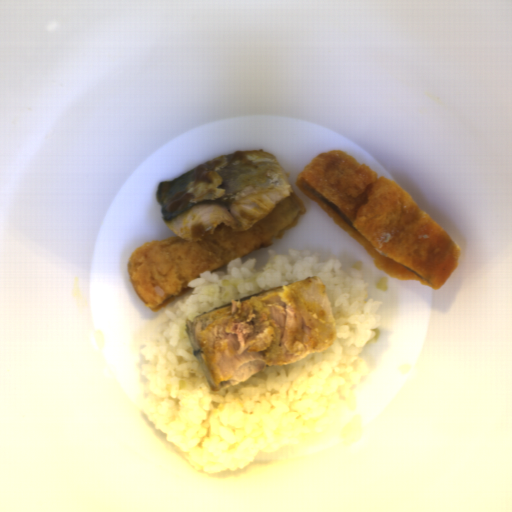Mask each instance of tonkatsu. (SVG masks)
<instances>
[{"label":"tonkatsu","mask_w":512,"mask_h":512,"mask_svg":"<svg viewBox=\"0 0 512 512\" xmlns=\"http://www.w3.org/2000/svg\"><path fill=\"white\" fill-rule=\"evenodd\" d=\"M296 187L395 278L432 290L446 284L461 249L412 196L345 150L314 156Z\"/></svg>","instance_id":"1"},{"label":"tonkatsu","mask_w":512,"mask_h":512,"mask_svg":"<svg viewBox=\"0 0 512 512\" xmlns=\"http://www.w3.org/2000/svg\"><path fill=\"white\" fill-rule=\"evenodd\" d=\"M304 214L302 202L291 193L245 231L220 223L200 241L178 235L150 240L129 255L127 276L144 306L159 310L185 293L199 273L212 272L273 242Z\"/></svg>","instance_id":"2"}]
</instances>
